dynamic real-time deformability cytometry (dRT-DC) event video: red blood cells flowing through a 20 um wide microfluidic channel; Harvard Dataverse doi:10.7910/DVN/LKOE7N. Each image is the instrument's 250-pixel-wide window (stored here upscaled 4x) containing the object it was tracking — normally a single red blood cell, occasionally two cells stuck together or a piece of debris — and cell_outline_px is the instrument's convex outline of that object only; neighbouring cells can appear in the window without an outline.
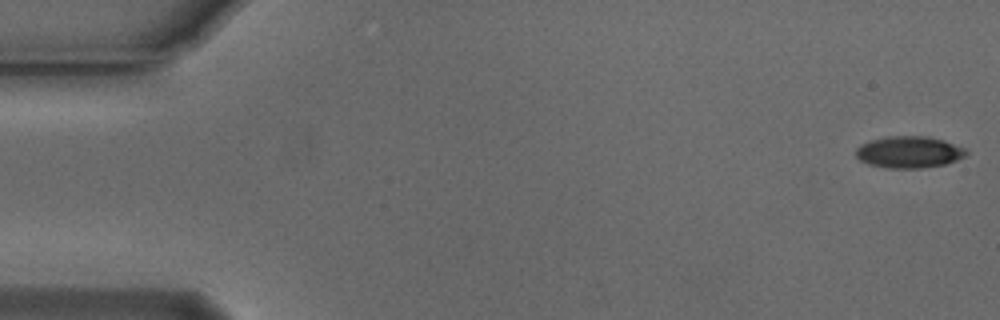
{"species": "Egyptian fruit bat (a non-hibernating species)", "species_latin": "Rousettus aegyptiacus", "temperature_condition": "cold", "stored_images_in_passage": 54, "camera_frame_rate_fps": 3000, "um_per_image_px": 0.085, "animal": {"sex": "male"}, "frame": {"image": 1, "passage_image": 1, "time_ms": 0.0, "image_size_px": [1000, 320], "cell_outline_px": [[968, 152], [964, 156], [956, 160], [944, 164], [920, 168], [888, 168], [868, 164], [860, 160], [856, 156], [856, 148], [860, 144], [872, 140], [888, 136], [924, 136], [944, 140], [964, 148]], "centroid_in_image_um": [77.24, 12.92], "position_along_channel_um": 7.8, "area_um2": 20.23}}
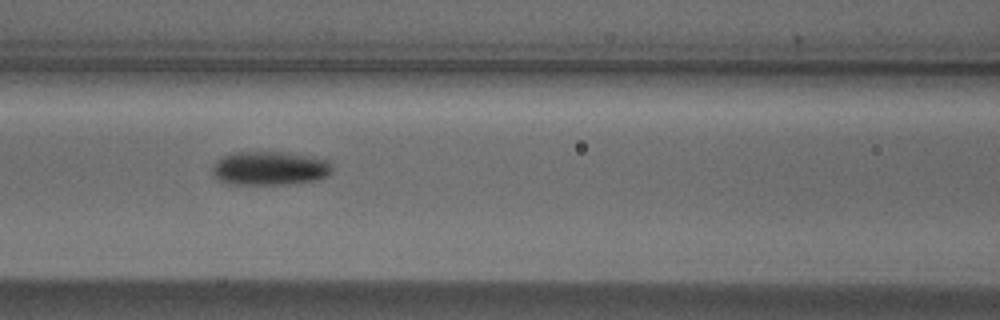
{"frame": {"image": 2, "passage_image": 23, "time_ms": 7.333, "image_size_px": [1000, 320], "cell_outline_px": [[332, 172], [328, 176], [320, 180], [288, 184], [228, 184], [212, 176], [212, 168], [216, 160], [232, 152], [284, 152], [328, 160], [332, 164]], "centroid_in_image_um": [22.93, 14.31], "position_along_channel_um": 143.7, "area_um2": 23.81}}
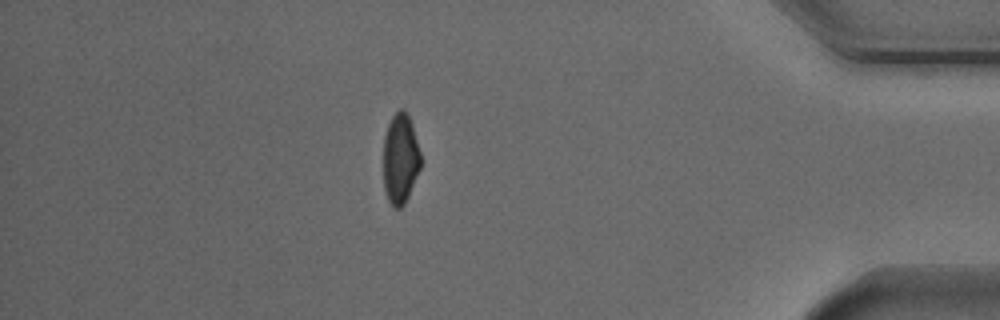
{"frame": {"image": 3, "passage_image": 47, "time_ms": 15.333, "image_size_px": [1000, 320], "cell_outline_px": [[420, 168], [408, 196], [404, 204], [400, 208], [392, 208], [384, 192], [384, 136], [388, 124], [392, 116], [400, 108], [404, 108], [412, 124], [420, 152]], "centroid_in_image_um": [34.01, 13.5], "position_along_channel_um": 401.2, "area_um2": 19.59}, "authors_computed_cell_mechanics": {"area_um2": 21.3282, "velocity_mm_per_s": 3.7681, "shape_relaxation_time_tau1_ms": 3.2549, "shape_relaxation_time_tau2_ms": 7.3533, "deformation_change_tau1": 0.1173, "deformation_change_tau2": 0.1342}}